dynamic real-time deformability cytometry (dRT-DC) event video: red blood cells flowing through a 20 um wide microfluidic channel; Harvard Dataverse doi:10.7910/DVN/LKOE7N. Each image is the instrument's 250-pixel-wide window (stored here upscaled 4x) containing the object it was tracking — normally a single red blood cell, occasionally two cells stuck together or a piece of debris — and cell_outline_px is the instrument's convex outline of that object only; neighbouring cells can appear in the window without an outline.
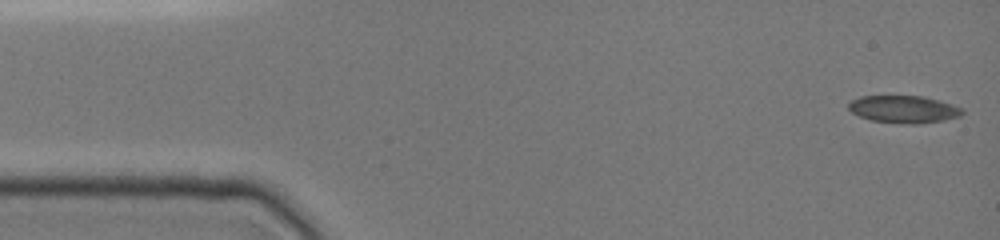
{"species": "common noctule bat (a hibernating species)", "species_latin": "Nyctalus noctula", "temperature_condition": "cold", "stored_images_in_passage": 14, "camera_frame_rate_fps": 3000, "um_per_image_px": 0.085, "animal": {"sex": "female", "body_mass_g": 19.0, "forearm_length_mm": 51.5}, "frame": {"image": 1, "passage_image": 1, "time_ms": 0.0, "image_size_px": [1000, 240], "cell_outline_px": [[964, 112], [960, 116], [944, 120], [916, 124], [908, 124], [872, 120], [860, 116], [852, 112], [848, 108], [848, 104], [852, 100], [860, 96], [924, 96], [940, 100], [964, 108]], "centroid_in_image_um": [76.85, 9.28], "position_along_channel_um": 8.1, "area_um2": 18.15}}
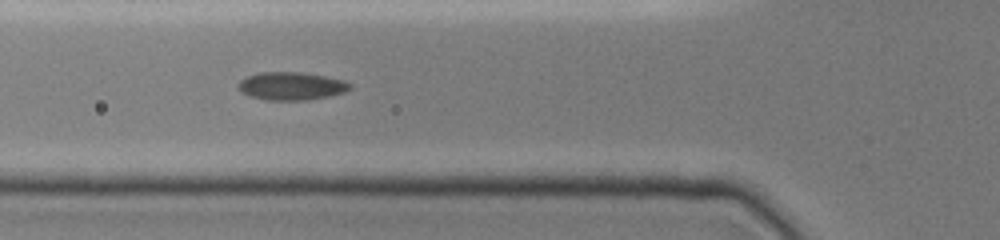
{"frame": {"image": 2, "passage_image": 12, "time_ms": 5.333, "image_size_px": [1000, 240], "cell_outline_px": [[352, 88], [344, 92], [328, 96], [308, 100], [268, 100], [248, 96], [240, 92], [236, 84], [240, 80], [248, 76], [260, 72], [300, 72], [324, 76], [344, 80], [352, 84]], "centroid_in_image_um": [24.74, 7.31], "position_along_channel_um": 101.1, "area_um2": 18.32}}
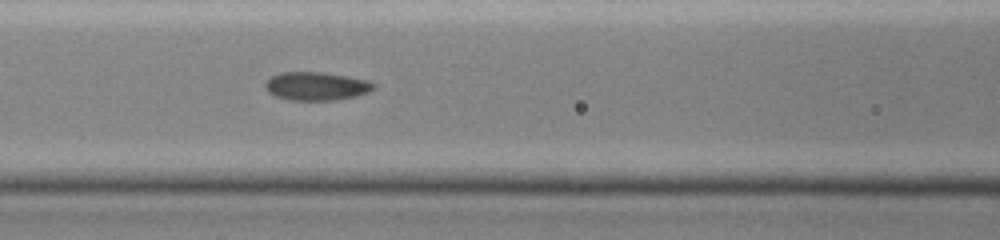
{"frame": {"image": 3, "passage_image": 14, "time_ms": 6.333, "image_size_px": [1000, 240], "cell_outline_px": [[376, 84], [368, 92], [356, 96], [336, 100], [288, 100], [276, 96], [268, 92], [264, 88], [264, 84], [272, 76], [280, 72], [324, 72], [368, 80]], "centroid_in_image_um": [26.86, 7.32], "position_along_channel_um": 139.7, "area_um2": 17.92}}